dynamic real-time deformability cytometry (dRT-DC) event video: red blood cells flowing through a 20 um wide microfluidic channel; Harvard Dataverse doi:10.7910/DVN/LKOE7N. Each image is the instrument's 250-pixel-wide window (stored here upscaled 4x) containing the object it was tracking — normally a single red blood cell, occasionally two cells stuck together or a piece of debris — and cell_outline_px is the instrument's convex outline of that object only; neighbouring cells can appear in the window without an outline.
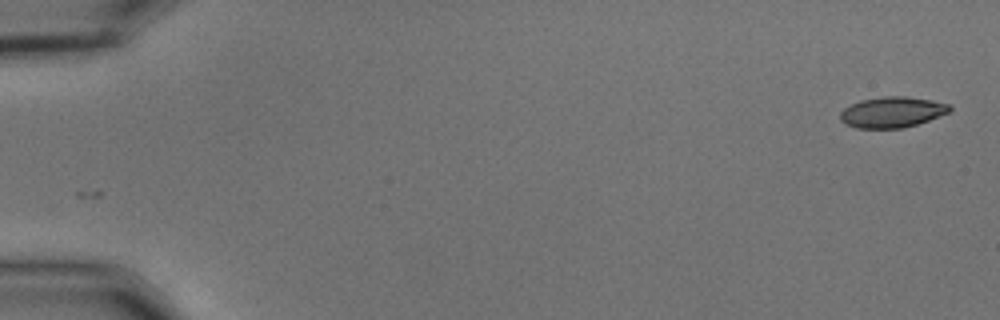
{"species": "common noctule bat (a hibernating species)", "species_latin": "Nyctalus noctula", "temperature_condition": "cold", "stored_images_in_passage": 55, "camera_frame_rate_fps": 3000, "um_per_image_px": 0.085, "animal": {"sex": "male", "body_mass_g": 15.6}, "frame": {"image": 1, "passage_image": 1, "time_ms": 0.0, "image_size_px": [1000, 320], "cell_outline_px": [[952, 108], [948, 112], [928, 120], [904, 128], [856, 128], [844, 124], [840, 120], [840, 112], [844, 108], [860, 100], [884, 96], [904, 96], [932, 100], [948, 104]], "centroid_in_image_um": [75.79, 9.53], "position_along_channel_um": 9.2, "area_um2": 19.54}}
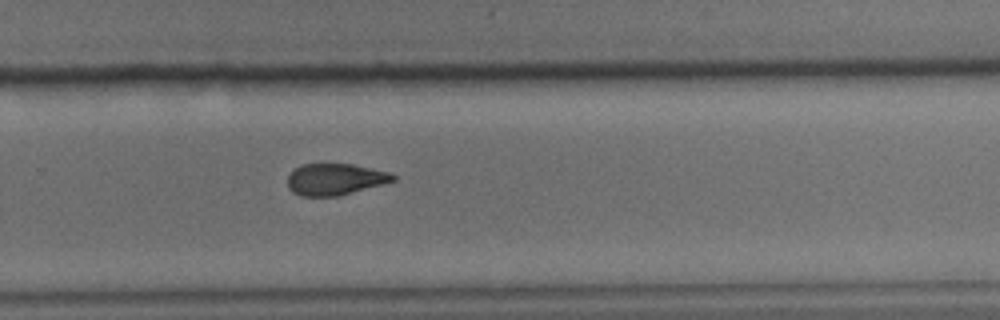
{"frame": {"image": 2, "passage_image": 37, "time_ms": 12.0, "image_size_px": [1000, 320], "cell_outline_px": [[396, 180], [340, 196], [300, 196], [292, 192], [288, 188], [288, 176], [300, 164], [352, 164], [388, 172], [396, 176]], "centroid_in_image_um": [28.46, 15.25], "position_along_channel_um": 301.3, "area_um2": 19.31}}
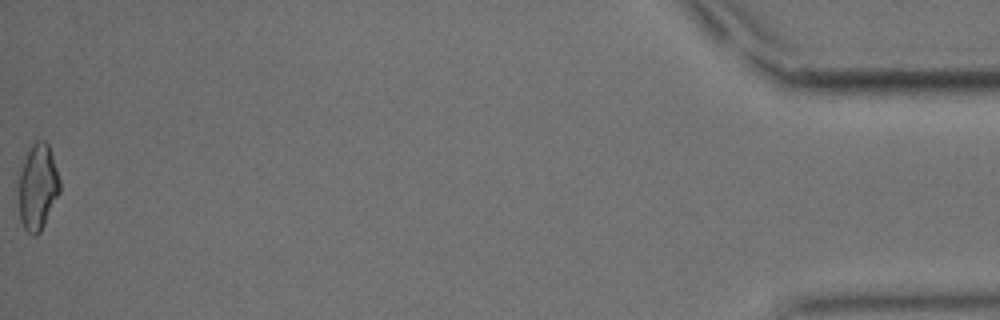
{"frame": {"image": 3, "passage_image": 55, "time_ms": 18.0, "image_size_px": [1000, 320], "cell_outline_px": [[60, 192], [40, 232], [36, 236], [32, 236], [24, 228], [20, 220], [16, 172], [28, 148], [36, 140], [44, 140], [48, 144], [60, 180]], "centroid_in_image_um": [3.14, 15.86], "position_along_channel_um": 432.1, "area_um2": 21.33}, "authors_computed_cell_mechanics": {"area_um2": 20.2878, "velocity_mm_per_s": 3.6759, "shape_relaxation_time_tau1_ms": 5.8357, "shape_relaxation_time_tau2_ms": 4.3063, "deformation_change_tau1": 0.1509, "deformation_change_tau2": 0.1067}}